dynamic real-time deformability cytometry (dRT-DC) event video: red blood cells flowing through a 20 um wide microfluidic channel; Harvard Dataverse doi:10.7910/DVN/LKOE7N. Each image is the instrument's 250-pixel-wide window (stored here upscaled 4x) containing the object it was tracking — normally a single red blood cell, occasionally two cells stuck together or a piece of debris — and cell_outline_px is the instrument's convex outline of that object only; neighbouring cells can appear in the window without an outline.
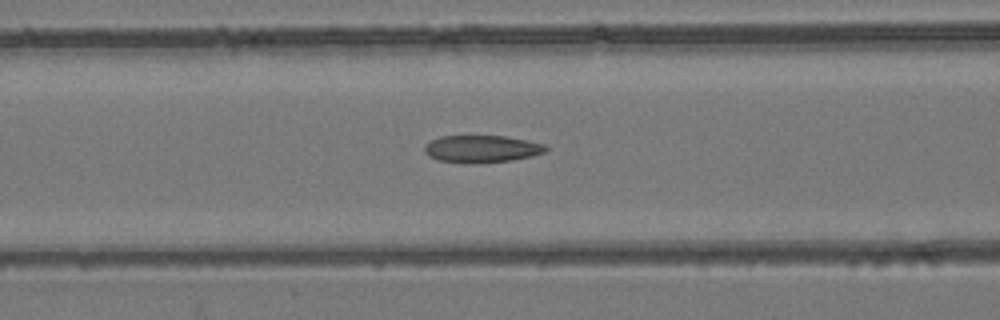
{"species": "common noctule bat (a hibernating species)", "species_latin": "Nyctalus noctula", "temperature_condition": "room temperature", "stored_images_in_passage": 38, "camera_frame_rate_fps": 3000, "um_per_image_px": 0.085, "animal": {"sex": "female", "body_mass_g": 24.6, "forearm_length_mm": 56.2}, "frame": {"image": 1, "passage_image": 14, "time_ms": 4.333, "image_size_px": [1000, 320], "cell_outline_px": [[548, 148], [544, 152], [532, 156], [512, 160], [440, 160], [428, 156], [424, 152], [424, 144], [440, 136], [504, 136], [528, 140], [544, 144]], "centroid_in_image_um": [40.96, 12.59], "position_along_channel_um": 125.6, "area_um2": 18.26}}
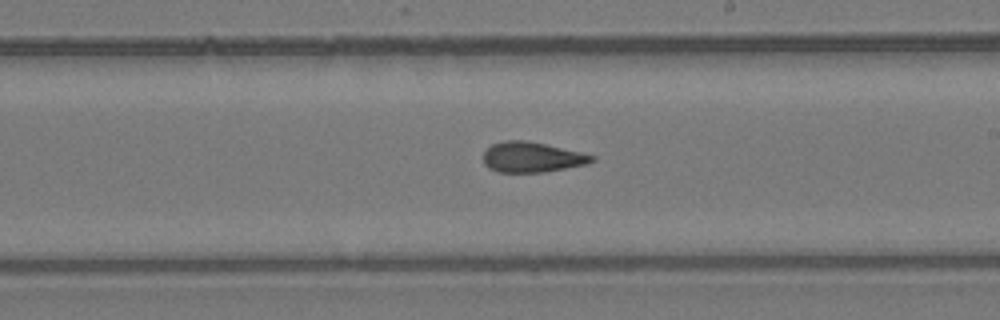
{"frame": {"image": 2, "passage_image": 23, "time_ms": 7.333, "image_size_px": [1000, 320], "cell_outline_px": [[596, 160], [588, 164], [544, 172], [500, 172], [488, 168], [484, 164], [484, 152], [492, 144], [504, 140], [528, 140], [580, 152], [596, 156]], "centroid_in_image_um": [45.23, 13.35], "position_along_channel_um": 243.8, "area_um2": 19.19}}
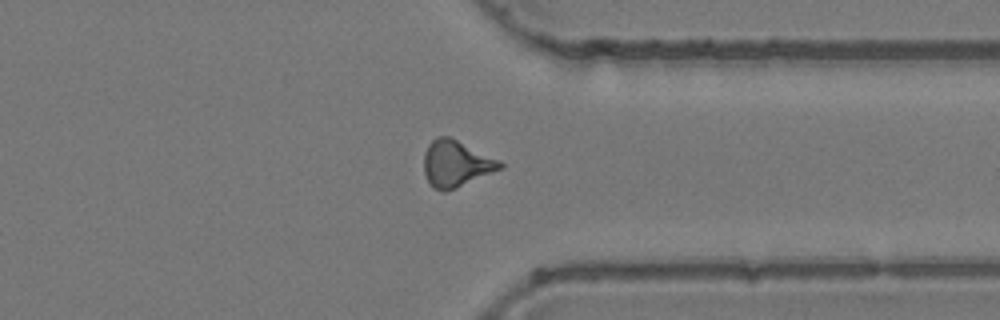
{"frame": {"image": 3, "passage_image": 33, "time_ms": 10.667, "image_size_px": [1000, 320], "cell_outline_px": [[504, 168], [456, 188], [444, 192], [432, 188], [424, 172], [424, 152], [428, 144], [436, 136], [448, 136], [500, 160], [504, 164]], "centroid_in_image_um": [38.76, 13.92], "position_along_channel_um": 372.6, "area_um2": 20.63}, "authors_computed_cell_mechanics": {"area_um2": 19.7387, "velocity_mm_per_s": 3.9409, "shape_relaxation_time_tau1_ms": null, "shape_relaxation_time_tau2_ms": 3.0605, "deformation_change_tau1": null, "deformation_change_tau2": 0.1052}}